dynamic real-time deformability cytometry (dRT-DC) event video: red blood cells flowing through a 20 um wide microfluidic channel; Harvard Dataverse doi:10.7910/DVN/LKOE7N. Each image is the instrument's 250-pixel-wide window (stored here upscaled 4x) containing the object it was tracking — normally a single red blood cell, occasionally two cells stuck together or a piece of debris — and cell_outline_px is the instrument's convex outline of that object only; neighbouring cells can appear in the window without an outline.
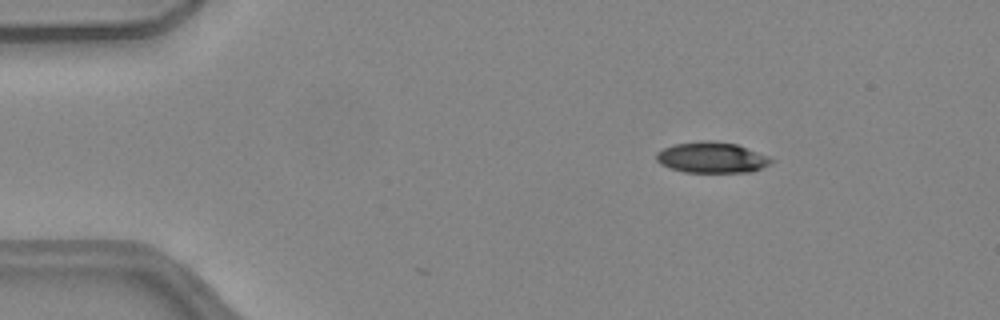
{"species": "common noctule bat (a hibernating species)", "species_latin": "Nyctalus noctula", "temperature_condition": "warm", "stored_images_in_passage": 6, "camera_frame_rate_fps": 3000, "um_per_image_px": 0.085, "animal": {"sex": "female", "body_mass_g": 24.6, "forearm_length_mm": 56.2}, "frame": {"image": 1, "passage_image": 6, "time_ms": 1.667, "image_size_px": [1000, 320], "cell_outline_px": [[772, 164], [752, 172], [684, 172], [660, 164], [656, 160], [656, 152], [672, 144], [700, 140], [708, 140], [736, 144], [768, 156], [772, 160]], "centroid_in_image_um": [60.48, 13.38], "position_along_channel_um": 24.5, "area_um2": 20.69}}